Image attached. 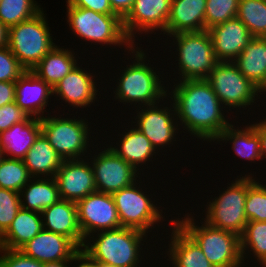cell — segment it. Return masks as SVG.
I'll list each match as a JSON object with an SVG mask.
<instances>
[{
  "label": "cell",
  "instance_id": "20",
  "mask_svg": "<svg viewBox=\"0 0 266 267\" xmlns=\"http://www.w3.org/2000/svg\"><path fill=\"white\" fill-rule=\"evenodd\" d=\"M15 102L28 116L42 119L53 88L32 71L26 70L15 82ZM44 115V116H43Z\"/></svg>",
  "mask_w": 266,
  "mask_h": 267
},
{
  "label": "cell",
  "instance_id": "41",
  "mask_svg": "<svg viewBox=\"0 0 266 267\" xmlns=\"http://www.w3.org/2000/svg\"><path fill=\"white\" fill-rule=\"evenodd\" d=\"M29 116L12 102L0 107V133L8 130L14 124L25 121Z\"/></svg>",
  "mask_w": 266,
  "mask_h": 267
},
{
  "label": "cell",
  "instance_id": "24",
  "mask_svg": "<svg viewBox=\"0 0 266 267\" xmlns=\"http://www.w3.org/2000/svg\"><path fill=\"white\" fill-rule=\"evenodd\" d=\"M206 0H172L166 29L162 33L171 36L182 32L205 30Z\"/></svg>",
  "mask_w": 266,
  "mask_h": 267
},
{
  "label": "cell",
  "instance_id": "33",
  "mask_svg": "<svg viewBox=\"0 0 266 267\" xmlns=\"http://www.w3.org/2000/svg\"><path fill=\"white\" fill-rule=\"evenodd\" d=\"M237 17L252 37H266V0H239Z\"/></svg>",
  "mask_w": 266,
  "mask_h": 267
},
{
  "label": "cell",
  "instance_id": "47",
  "mask_svg": "<svg viewBox=\"0 0 266 267\" xmlns=\"http://www.w3.org/2000/svg\"><path fill=\"white\" fill-rule=\"evenodd\" d=\"M8 46V28L0 21V48Z\"/></svg>",
  "mask_w": 266,
  "mask_h": 267
},
{
  "label": "cell",
  "instance_id": "21",
  "mask_svg": "<svg viewBox=\"0 0 266 267\" xmlns=\"http://www.w3.org/2000/svg\"><path fill=\"white\" fill-rule=\"evenodd\" d=\"M43 229L70 238L79 248L85 239L78 222L76 202L60 199L41 212Z\"/></svg>",
  "mask_w": 266,
  "mask_h": 267
},
{
  "label": "cell",
  "instance_id": "11",
  "mask_svg": "<svg viewBox=\"0 0 266 267\" xmlns=\"http://www.w3.org/2000/svg\"><path fill=\"white\" fill-rule=\"evenodd\" d=\"M139 182V183H138ZM141 180L135 181L131 185L124 187L112 194L117 208L121 227H129L141 230L145 233L152 232L155 224L164 221L162 214L163 207L160 209L156 200H152L142 190ZM139 184V186H138ZM141 184V185H140ZM141 188V189H140ZM155 225V226H154ZM153 227V228H152Z\"/></svg>",
  "mask_w": 266,
  "mask_h": 267
},
{
  "label": "cell",
  "instance_id": "23",
  "mask_svg": "<svg viewBox=\"0 0 266 267\" xmlns=\"http://www.w3.org/2000/svg\"><path fill=\"white\" fill-rule=\"evenodd\" d=\"M169 248L167 249L170 266L173 267H215L204 255L198 244L171 219ZM173 226V227H172Z\"/></svg>",
  "mask_w": 266,
  "mask_h": 267
},
{
  "label": "cell",
  "instance_id": "13",
  "mask_svg": "<svg viewBox=\"0 0 266 267\" xmlns=\"http://www.w3.org/2000/svg\"><path fill=\"white\" fill-rule=\"evenodd\" d=\"M108 147V148H106ZM103 146V151L92 156L89 160L94 172L97 191L113 194L137 181L141 174L124 159L117 155L109 146Z\"/></svg>",
  "mask_w": 266,
  "mask_h": 267
},
{
  "label": "cell",
  "instance_id": "28",
  "mask_svg": "<svg viewBox=\"0 0 266 267\" xmlns=\"http://www.w3.org/2000/svg\"><path fill=\"white\" fill-rule=\"evenodd\" d=\"M23 161L31 177H54L63 159L41 133Z\"/></svg>",
  "mask_w": 266,
  "mask_h": 267
},
{
  "label": "cell",
  "instance_id": "15",
  "mask_svg": "<svg viewBox=\"0 0 266 267\" xmlns=\"http://www.w3.org/2000/svg\"><path fill=\"white\" fill-rule=\"evenodd\" d=\"M171 2L172 0H134L131 10L123 19L124 31L134 45L137 32L139 35L143 32L145 35H156L154 31L160 30L161 35L165 31Z\"/></svg>",
  "mask_w": 266,
  "mask_h": 267
},
{
  "label": "cell",
  "instance_id": "46",
  "mask_svg": "<svg viewBox=\"0 0 266 267\" xmlns=\"http://www.w3.org/2000/svg\"><path fill=\"white\" fill-rule=\"evenodd\" d=\"M265 118V119H264ZM256 133L260 139V152L262 159H266V117L256 123Z\"/></svg>",
  "mask_w": 266,
  "mask_h": 267
},
{
  "label": "cell",
  "instance_id": "37",
  "mask_svg": "<svg viewBox=\"0 0 266 267\" xmlns=\"http://www.w3.org/2000/svg\"><path fill=\"white\" fill-rule=\"evenodd\" d=\"M239 0H206L205 30L237 17Z\"/></svg>",
  "mask_w": 266,
  "mask_h": 267
},
{
  "label": "cell",
  "instance_id": "40",
  "mask_svg": "<svg viewBox=\"0 0 266 267\" xmlns=\"http://www.w3.org/2000/svg\"><path fill=\"white\" fill-rule=\"evenodd\" d=\"M0 267H43V263L24 255L20 250L4 249L0 252Z\"/></svg>",
  "mask_w": 266,
  "mask_h": 267
},
{
  "label": "cell",
  "instance_id": "26",
  "mask_svg": "<svg viewBox=\"0 0 266 267\" xmlns=\"http://www.w3.org/2000/svg\"><path fill=\"white\" fill-rule=\"evenodd\" d=\"M74 50L64 49L60 45H56L48 52L41 61L32 69L39 78L43 79L47 84L54 88L68 73H70L77 65Z\"/></svg>",
  "mask_w": 266,
  "mask_h": 267
},
{
  "label": "cell",
  "instance_id": "7",
  "mask_svg": "<svg viewBox=\"0 0 266 267\" xmlns=\"http://www.w3.org/2000/svg\"><path fill=\"white\" fill-rule=\"evenodd\" d=\"M176 49L179 81L206 79L218 63L208 30L182 32L169 36ZM174 37V38H173ZM175 43V44H174ZM177 52V53H176ZM178 58V59H177ZM178 64V65H177Z\"/></svg>",
  "mask_w": 266,
  "mask_h": 267
},
{
  "label": "cell",
  "instance_id": "4",
  "mask_svg": "<svg viewBox=\"0 0 266 267\" xmlns=\"http://www.w3.org/2000/svg\"><path fill=\"white\" fill-rule=\"evenodd\" d=\"M194 218L188 212L182 219L176 218L174 221L198 244L215 267L246 266L242 261L240 236L213 227L205 221H201L200 226Z\"/></svg>",
  "mask_w": 266,
  "mask_h": 267
},
{
  "label": "cell",
  "instance_id": "8",
  "mask_svg": "<svg viewBox=\"0 0 266 267\" xmlns=\"http://www.w3.org/2000/svg\"><path fill=\"white\" fill-rule=\"evenodd\" d=\"M45 116L41 119V133L63 160L83 159L92 147L89 122L86 118ZM90 135V136H89ZM90 137V139H89Z\"/></svg>",
  "mask_w": 266,
  "mask_h": 267
},
{
  "label": "cell",
  "instance_id": "44",
  "mask_svg": "<svg viewBox=\"0 0 266 267\" xmlns=\"http://www.w3.org/2000/svg\"><path fill=\"white\" fill-rule=\"evenodd\" d=\"M74 267H100V263L94 260L86 251L80 248L72 257ZM76 262V263H75ZM79 263V264H78Z\"/></svg>",
  "mask_w": 266,
  "mask_h": 267
},
{
  "label": "cell",
  "instance_id": "49",
  "mask_svg": "<svg viewBox=\"0 0 266 267\" xmlns=\"http://www.w3.org/2000/svg\"><path fill=\"white\" fill-rule=\"evenodd\" d=\"M5 249V236L4 231L0 228V252Z\"/></svg>",
  "mask_w": 266,
  "mask_h": 267
},
{
  "label": "cell",
  "instance_id": "38",
  "mask_svg": "<svg viewBox=\"0 0 266 267\" xmlns=\"http://www.w3.org/2000/svg\"><path fill=\"white\" fill-rule=\"evenodd\" d=\"M21 209L19 193L0 188V228L5 232Z\"/></svg>",
  "mask_w": 266,
  "mask_h": 267
},
{
  "label": "cell",
  "instance_id": "14",
  "mask_svg": "<svg viewBox=\"0 0 266 267\" xmlns=\"http://www.w3.org/2000/svg\"><path fill=\"white\" fill-rule=\"evenodd\" d=\"M78 222L83 238L106 230L121 228L111 194L95 191L76 202Z\"/></svg>",
  "mask_w": 266,
  "mask_h": 267
},
{
  "label": "cell",
  "instance_id": "10",
  "mask_svg": "<svg viewBox=\"0 0 266 267\" xmlns=\"http://www.w3.org/2000/svg\"><path fill=\"white\" fill-rule=\"evenodd\" d=\"M206 81L211 85L227 112L234 108L236 110L243 108L244 111L247 107L249 111L252 109L249 105L253 106L255 101L260 99V89L241 74L233 62H218Z\"/></svg>",
  "mask_w": 266,
  "mask_h": 267
},
{
  "label": "cell",
  "instance_id": "42",
  "mask_svg": "<svg viewBox=\"0 0 266 267\" xmlns=\"http://www.w3.org/2000/svg\"><path fill=\"white\" fill-rule=\"evenodd\" d=\"M66 3L103 14H114L109 0H66Z\"/></svg>",
  "mask_w": 266,
  "mask_h": 267
},
{
  "label": "cell",
  "instance_id": "48",
  "mask_svg": "<svg viewBox=\"0 0 266 267\" xmlns=\"http://www.w3.org/2000/svg\"><path fill=\"white\" fill-rule=\"evenodd\" d=\"M72 262L71 260H64L59 262H49V263H43V267H71Z\"/></svg>",
  "mask_w": 266,
  "mask_h": 267
},
{
  "label": "cell",
  "instance_id": "9",
  "mask_svg": "<svg viewBox=\"0 0 266 267\" xmlns=\"http://www.w3.org/2000/svg\"><path fill=\"white\" fill-rule=\"evenodd\" d=\"M250 173L237 176L235 181L228 183L229 186L227 185L223 192L219 190V196L207 202L206 210H203L205 218L201 220L213 227L241 236L248 223L245 215L247 175L254 176Z\"/></svg>",
  "mask_w": 266,
  "mask_h": 267
},
{
  "label": "cell",
  "instance_id": "19",
  "mask_svg": "<svg viewBox=\"0 0 266 267\" xmlns=\"http://www.w3.org/2000/svg\"><path fill=\"white\" fill-rule=\"evenodd\" d=\"M80 248L68 237L42 229L19 250L41 263L72 260Z\"/></svg>",
  "mask_w": 266,
  "mask_h": 267
},
{
  "label": "cell",
  "instance_id": "39",
  "mask_svg": "<svg viewBox=\"0 0 266 267\" xmlns=\"http://www.w3.org/2000/svg\"><path fill=\"white\" fill-rule=\"evenodd\" d=\"M25 71L8 46L0 48V82H16Z\"/></svg>",
  "mask_w": 266,
  "mask_h": 267
},
{
  "label": "cell",
  "instance_id": "12",
  "mask_svg": "<svg viewBox=\"0 0 266 267\" xmlns=\"http://www.w3.org/2000/svg\"><path fill=\"white\" fill-rule=\"evenodd\" d=\"M169 102V107L168 104L165 106V103L163 106L161 102L160 106L157 103L139 107L136 109V116L132 117V119L136 117L135 121H130L150 140L157 152H160L161 148L171 147L181 129L178 127L174 104L171 100Z\"/></svg>",
  "mask_w": 266,
  "mask_h": 267
},
{
  "label": "cell",
  "instance_id": "25",
  "mask_svg": "<svg viewBox=\"0 0 266 267\" xmlns=\"http://www.w3.org/2000/svg\"><path fill=\"white\" fill-rule=\"evenodd\" d=\"M40 134L41 119L31 116L1 132L0 146L4 157L23 160Z\"/></svg>",
  "mask_w": 266,
  "mask_h": 267
},
{
  "label": "cell",
  "instance_id": "34",
  "mask_svg": "<svg viewBox=\"0 0 266 267\" xmlns=\"http://www.w3.org/2000/svg\"><path fill=\"white\" fill-rule=\"evenodd\" d=\"M42 10L35 0H1L0 21L9 28L34 17Z\"/></svg>",
  "mask_w": 266,
  "mask_h": 267
},
{
  "label": "cell",
  "instance_id": "27",
  "mask_svg": "<svg viewBox=\"0 0 266 267\" xmlns=\"http://www.w3.org/2000/svg\"><path fill=\"white\" fill-rule=\"evenodd\" d=\"M19 196L21 208L38 213L61 199L54 177H32Z\"/></svg>",
  "mask_w": 266,
  "mask_h": 267
},
{
  "label": "cell",
  "instance_id": "35",
  "mask_svg": "<svg viewBox=\"0 0 266 267\" xmlns=\"http://www.w3.org/2000/svg\"><path fill=\"white\" fill-rule=\"evenodd\" d=\"M31 178L23 160L4 157L0 161V188L19 193Z\"/></svg>",
  "mask_w": 266,
  "mask_h": 267
},
{
  "label": "cell",
  "instance_id": "51",
  "mask_svg": "<svg viewBox=\"0 0 266 267\" xmlns=\"http://www.w3.org/2000/svg\"><path fill=\"white\" fill-rule=\"evenodd\" d=\"M4 158L3 149L0 146V161Z\"/></svg>",
  "mask_w": 266,
  "mask_h": 267
},
{
  "label": "cell",
  "instance_id": "5",
  "mask_svg": "<svg viewBox=\"0 0 266 267\" xmlns=\"http://www.w3.org/2000/svg\"><path fill=\"white\" fill-rule=\"evenodd\" d=\"M66 11L69 29L82 40L94 45L125 46V52L134 46L124 31L123 20L116 14H103L68 3Z\"/></svg>",
  "mask_w": 266,
  "mask_h": 267
},
{
  "label": "cell",
  "instance_id": "17",
  "mask_svg": "<svg viewBox=\"0 0 266 267\" xmlns=\"http://www.w3.org/2000/svg\"><path fill=\"white\" fill-rule=\"evenodd\" d=\"M93 74L78 64L53 88V94H55L53 96L59 97L58 101L63 100L66 103L64 107L67 105L76 109L90 107L96 99L98 100L96 95H100L97 82L94 81L96 75Z\"/></svg>",
  "mask_w": 266,
  "mask_h": 267
},
{
  "label": "cell",
  "instance_id": "16",
  "mask_svg": "<svg viewBox=\"0 0 266 267\" xmlns=\"http://www.w3.org/2000/svg\"><path fill=\"white\" fill-rule=\"evenodd\" d=\"M61 199L77 202L97 191L94 172L86 159L63 160L54 176Z\"/></svg>",
  "mask_w": 266,
  "mask_h": 267
},
{
  "label": "cell",
  "instance_id": "52",
  "mask_svg": "<svg viewBox=\"0 0 266 267\" xmlns=\"http://www.w3.org/2000/svg\"><path fill=\"white\" fill-rule=\"evenodd\" d=\"M100 267H114V266H110V265H106V264L100 263Z\"/></svg>",
  "mask_w": 266,
  "mask_h": 267
},
{
  "label": "cell",
  "instance_id": "30",
  "mask_svg": "<svg viewBox=\"0 0 266 267\" xmlns=\"http://www.w3.org/2000/svg\"><path fill=\"white\" fill-rule=\"evenodd\" d=\"M235 124L228 125L222 132L221 135L214 142H225L232 143L233 151L236 156L241 158H245V160H249L251 162L262 160L261 152H260V139L258 134L256 133V122L255 124H250L242 127H237L235 129ZM241 128V129H239Z\"/></svg>",
  "mask_w": 266,
  "mask_h": 267
},
{
  "label": "cell",
  "instance_id": "2",
  "mask_svg": "<svg viewBox=\"0 0 266 267\" xmlns=\"http://www.w3.org/2000/svg\"><path fill=\"white\" fill-rule=\"evenodd\" d=\"M138 44L139 43L136 44L137 47L134 45L131 50L127 52L130 55L133 54L130 59H135L132 63H127L128 65L125 66L126 68L122 66L124 69H120V78H117L116 88L113 90L115 93L114 99L125 105L130 103L129 106H132L133 104L135 108L154 105L162 101L167 102L168 88L163 85V77L159 71H156V67L155 70L154 67H151L153 65L149 64V60L148 63L146 62V53Z\"/></svg>",
  "mask_w": 266,
  "mask_h": 267
},
{
  "label": "cell",
  "instance_id": "1",
  "mask_svg": "<svg viewBox=\"0 0 266 267\" xmlns=\"http://www.w3.org/2000/svg\"><path fill=\"white\" fill-rule=\"evenodd\" d=\"M172 82L173 89L171 91L168 89L167 97H170L174 104L179 128L183 126V130H187L192 137L214 142L231 123L227 114H224L225 107L211 85L206 79L183 81L176 79Z\"/></svg>",
  "mask_w": 266,
  "mask_h": 267
},
{
  "label": "cell",
  "instance_id": "43",
  "mask_svg": "<svg viewBox=\"0 0 266 267\" xmlns=\"http://www.w3.org/2000/svg\"><path fill=\"white\" fill-rule=\"evenodd\" d=\"M15 82H0V107L15 101Z\"/></svg>",
  "mask_w": 266,
  "mask_h": 267
},
{
  "label": "cell",
  "instance_id": "31",
  "mask_svg": "<svg viewBox=\"0 0 266 267\" xmlns=\"http://www.w3.org/2000/svg\"><path fill=\"white\" fill-rule=\"evenodd\" d=\"M43 229L41 213L21 208L4 232L5 249L19 250Z\"/></svg>",
  "mask_w": 266,
  "mask_h": 267
},
{
  "label": "cell",
  "instance_id": "36",
  "mask_svg": "<svg viewBox=\"0 0 266 267\" xmlns=\"http://www.w3.org/2000/svg\"><path fill=\"white\" fill-rule=\"evenodd\" d=\"M255 178L247 175L245 215L248 221H266V185Z\"/></svg>",
  "mask_w": 266,
  "mask_h": 267
},
{
  "label": "cell",
  "instance_id": "50",
  "mask_svg": "<svg viewBox=\"0 0 266 267\" xmlns=\"http://www.w3.org/2000/svg\"><path fill=\"white\" fill-rule=\"evenodd\" d=\"M259 89H260V92H262L261 95L262 94L265 95V92H266V82Z\"/></svg>",
  "mask_w": 266,
  "mask_h": 267
},
{
  "label": "cell",
  "instance_id": "18",
  "mask_svg": "<svg viewBox=\"0 0 266 267\" xmlns=\"http://www.w3.org/2000/svg\"><path fill=\"white\" fill-rule=\"evenodd\" d=\"M208 32L218 62H233L253 38L238 17L211 27Z\"/></svg>",
  "mask_w": 266,
  "mask_h": 267
},
{
  "label": "cell",
  "instance_id": "3",
  "mask_svg": "<svg viewBox=\"0 0 266 267\" xmlns=\"http://www.w3.org/2000/svg\"><path fill=\"white\" fill-rule=\"evenodd\" d=\"M93 235L85 240L82 249L99 263L114 267H140L142 264L144 255L141 251L142 246H145L147 233L134 228L121 227L100 231Z\"/></svg>",
  "mask_w": 266,
  "mask_h": 267
},
{
  "label": "cell",
  "instance_id": "6",
  "mask_svg": "<svg viewBox=\"0 0 266 267\" xmlns=\"http://www.w3.org/2000/svg\"><path fill=\"white\" fill-rule=\"evenodd\" d=\"M44 12L8 28V48L25 70L32 71L56 46Z\"/></svg>",
  "mask_w": 266,
  "mask_h": 267
},
{
  "label": "cell",
  "instance_id": "32",
  "mask_svg": "<svg viewBox=\"0 0 266 267\" xmlns=\"http://www.w3.org/2000/svg\"><path fill=\"white\" fill-rule=\"evenodd\" d=\"M240 247L243 264L247 256L254 255L256 262L266 267V221H248L240 236Z\"/></svg>",
  "mask_w": 266,
  "mask_h": 267
},
{
  "label": "cell",
  "instance_id": "45",
  "mask_svg": "<svg viewBox=\"0 0 266 267\" xmlns=\"http://www.w3.org/2000/svg\"><path fill=\"white\" fill-rule=\"evenodd\" d=\"M113 13L119 16L122 20L131 10L134 0H109Z\"/></svg>",
  "mask_w": 266,
  "mask_h": 267
},
{
  "label": "cell",
  "instance_id": "22",
  "mask_svg": "<svg viewBox=\"0 0 266 267\" xmlns=\"http://www.w3.org/2000/svg\"><path fill=\"white\" fill-rule=\"evenodd\" d=\"M130 124L131 127L129 125L127 126L129 129L125 128L126 131L124 130L120 135L118 133L120 140H118L119 142L116 141L117 146H113L115 142H112L108 146L141 174V171L144 172L141 167L150 161L153 162L154 160L152 159H155L156 154L158 156L159 154L152 146L150 140L139 129L133 126V123Z\"/></svg>",
  "mask_w": 266,
  "mask_h": 267
},
{
  "label": "cell",
  "instance_id": "29",
  "mask_svg": "<svg viewBox=\"0 0 266 267\" xmlns=\"http://www.w3.org/2000/svg\"><path fill=\"white\" fill-rule=\"evenodd\" d=\"M233 63L260 88L266 82V37H253Z\"/></svg>",
  "mask_w": 266,
  "mask_h": 267
}]
</instances>
